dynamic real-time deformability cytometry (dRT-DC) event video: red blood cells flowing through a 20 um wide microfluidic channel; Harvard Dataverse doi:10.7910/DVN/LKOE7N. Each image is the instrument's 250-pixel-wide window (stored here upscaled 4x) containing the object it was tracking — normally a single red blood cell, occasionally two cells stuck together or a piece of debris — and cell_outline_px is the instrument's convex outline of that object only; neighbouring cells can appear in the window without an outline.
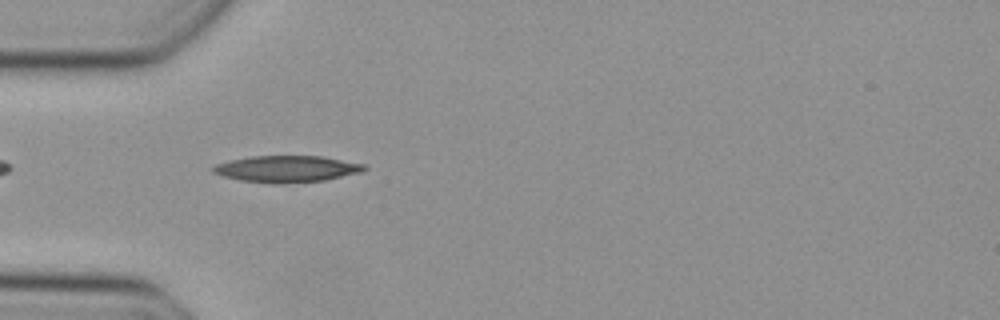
{"species": "Egyptian fruit bat (a non-hibernating species)", "species_latin": "Rousettus aegyptiacus", "temperature_condition": "cold", "stored_images_in_passage": 35, "camera_frame_rate_fps": 3000, "um_per_image_px": 0.085, "animal": {"sex": "female"}, "frame": {"image": 1, "passage_image": 1, "time_ms": 0.0, "image_size_px": [1000, 320], "cell_outline_px": [[368, 168], [364, 172], [324, 180], [280, 184], [272, 184], [240, 180], [220, 176], [212, 172], [208, 168], [216, 164], [228, 160], [252, 156], [320, 156], [364, 164]], "centroid_in_image_um": [24.32, 14.36], "position_along_channel_um": 60.7, "area_um2": 23.7}}
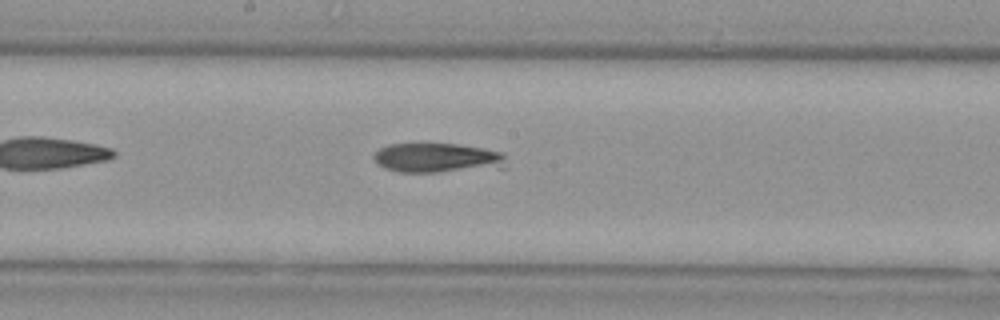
{"frame": {"image": 2, "passage_image": 12, "time_ms": 3.667, "image_size_px": [1000, 320], "cell_outline_px": [[508, 168], [440, 172], [396, 172], [384, 168], [376, 164], [372, 156], [380, 148], [388, 144], [456, 144], [484, 148], [504, 152]], "centroid_in_image_um": [37.23, 13.44], "position_along_channel_um": 211.0, "area_um2": 23.35}}
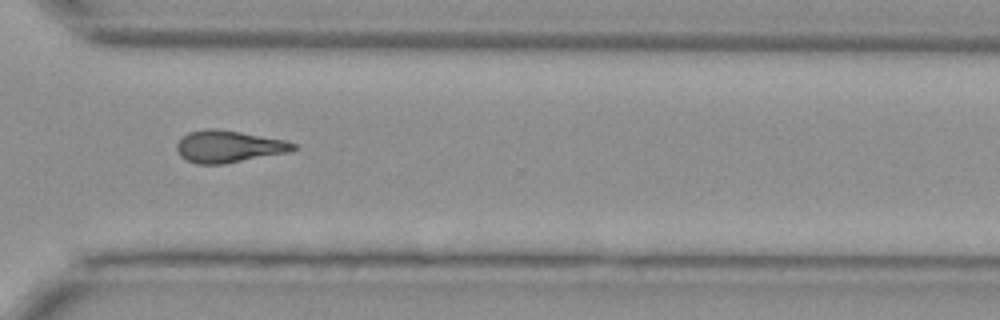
{"frame": {"image": 3, "passage_image": 22, "time_ms": 7.0, "image_size_px": [1000, 320], "cell_outline_px": [[300, 148], [288, 152], [224, 164], [196, 164], [180, 156], [176, 148], [176, 144], [188, 132], [208, 128], [212, 128], [240, 132], [284, 140], [296, 144]], "centroid_in_image_um": [19.43, 12.46], "position_along_channel_um": 351.2, "area_um2": 21.62}}